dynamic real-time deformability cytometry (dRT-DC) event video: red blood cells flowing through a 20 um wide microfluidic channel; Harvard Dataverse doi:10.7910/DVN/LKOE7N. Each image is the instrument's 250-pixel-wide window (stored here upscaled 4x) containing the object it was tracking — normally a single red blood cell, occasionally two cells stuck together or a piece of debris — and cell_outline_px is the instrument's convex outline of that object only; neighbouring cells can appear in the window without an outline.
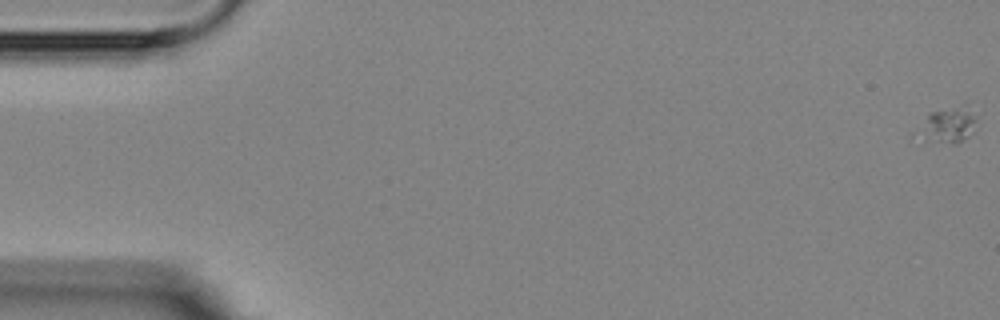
{"species": "Egyptian fruit bat (a non-hibernating species)", "species_latin": "Rousettus aegyptiacus", "temperature_condition": "room temperature", "stored_images_in_passage": 6, "camera_frame_rate_fps": 3000, "um_per_image_px": 0.085, "animal": {"sex": "female"}, "frame": {"image": 1, "passage_image": 1, "time_ms": 0.0, "image_size_px": [1000, 320], "cell_outline_px": [[976, 120], [972, 132], [968, 136], [960, 140], [924, 140], [912, 136], [912, 132], [928, 112], [964, 104], [976, 116]], "centroid_in_image_um": [80.44, 10.57], "position_along_channel_um": 4.6, "area_um2": 12.14}}
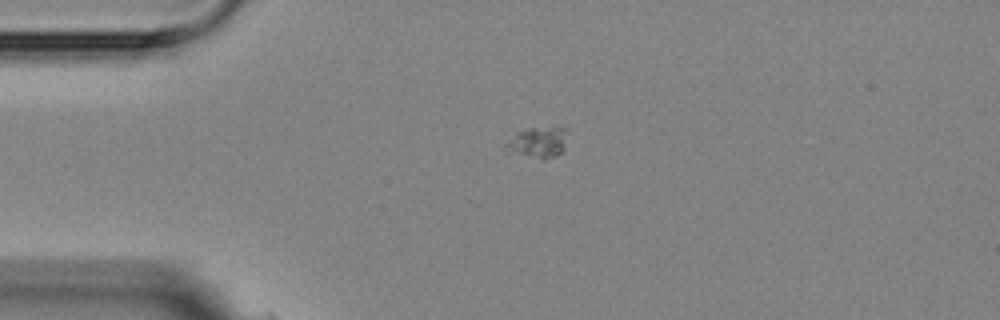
{"frame": {"image": 2, "passage_image": 4, "time_ms": 4.333, "image_size_px": [1000, 320], "cell_outline_px": [[568, 128], [564, 148], [556, 156], [544, 160], [504, 152], [504, 144], [516, 132], [532, 128]], "centroid_in_image_um": [45.67, 12.14], "position_along_channel_um": 39.3, "area_um2": 11.27}}
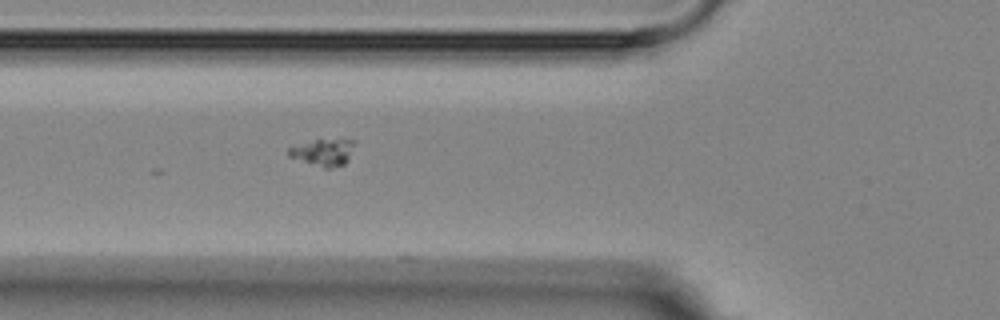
{"frame": {"image": 3, "passage_image": 6, "time_ms": 6.667, "image_size_px": [1000, 320], "cell_outline_px": [[356, 140], [348, 160], [344, 164], [328, 168], [324, 168], [288, 156], [288, 148], [316, 140], [340, 136]], "centroid_in_image_um": [27.56, 12.89], "position_along_channel_um": 98.2, "area_um2": 10.52}}